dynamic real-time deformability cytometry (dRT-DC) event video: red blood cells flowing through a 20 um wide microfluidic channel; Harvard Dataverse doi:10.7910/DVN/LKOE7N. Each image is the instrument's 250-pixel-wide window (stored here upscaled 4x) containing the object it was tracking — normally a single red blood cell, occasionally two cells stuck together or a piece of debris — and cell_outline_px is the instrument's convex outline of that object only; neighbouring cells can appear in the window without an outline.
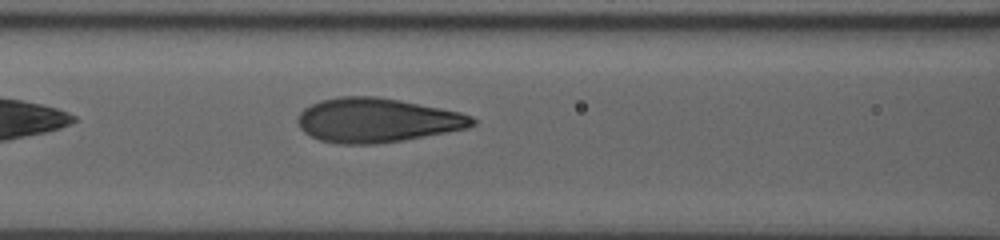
{"species": "human", "species_latin": "Homo sapiens", "temperature_condition": "room temperature", "stored_images_in_passage": 7, "camera_frame_rate_fps": 3000, "um_per_image_px": 0.085, "donor": {"sex": "male"}, "frame": {"image": 1, "passage_image": 7, "time_ms": 2.0, "image_size_px": [1000, 240], "cell_outline_px": [[476, 124], [468, 128], [404, 140], [376, 144], [336, 144], [320, 140], [304, 132], [300, 128], [296, 120], [300, 112], [304, 108], [320, 100], [340, 96], [376, 96], [400, 100], [460, 112], [472, 116], [476, 120]], "centroid_in_image_um": [32.03, 10.22], "position_along_channel_um": 134.6, "area_um2": 45.14}}